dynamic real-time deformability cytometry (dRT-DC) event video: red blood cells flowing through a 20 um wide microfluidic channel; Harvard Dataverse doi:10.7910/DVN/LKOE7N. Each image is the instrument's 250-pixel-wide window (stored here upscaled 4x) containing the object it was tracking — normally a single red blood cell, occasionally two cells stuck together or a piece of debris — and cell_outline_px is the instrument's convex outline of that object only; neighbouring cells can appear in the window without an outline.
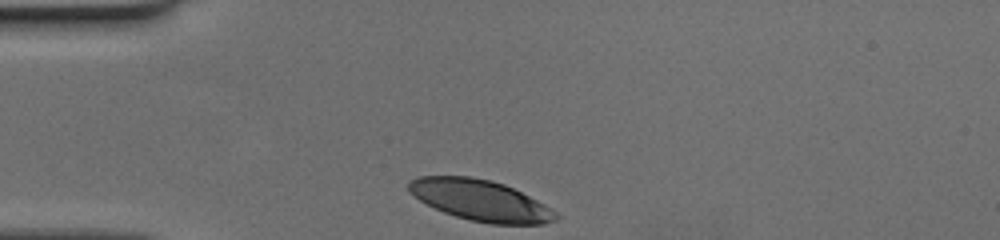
{"species": "human", "species_latin": "Homo sapiens", "temperature_condition": "cold", "stored_images_in_passage": 29, "camera_frame_rate_fps": 3000, "um_per_image_px": 0.085, "donor": {"sex": "female"}, "frame": {"image": 1, "passage_image": 1, "time_ms": 0.0, "image_size_px": [1000, 240], "cell_outline_px": [[560, 216], [556, 220], [544, 224], [492, 224], [468, 220], [444, 212], [420, 200], [408, 188], [408, 180], [416, 176], [472, 176], [492, 180], [504, 184], [544, 204], [556, 212]], "centroid_in_image_um": [40.84, 17.02], "position_along_channel_um": 44.2, "area_um2": 34.91}}
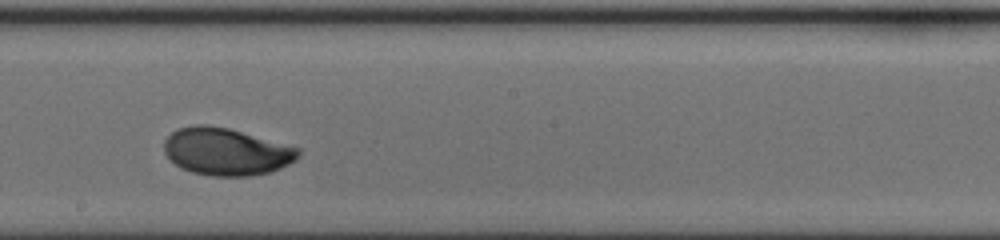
{"frame": {"image": 2, "passage_image": 17, "time_ms": 5.333, "image_size_px": [1000, 240], "cell_outline_px": [[300, 156], [296, 160], [272, 172], [248, 176], [212, 176], [192, 172], [180, 168], [164, 152], [164, 140], [172, 132], [180, 128], [196, 124], [204, 124], [228, 128], [300, 148]], "centroid_in_image_um": [19.24, 12.89], "position_along_channel_um": 229.0, "area_um2": 36.93}}
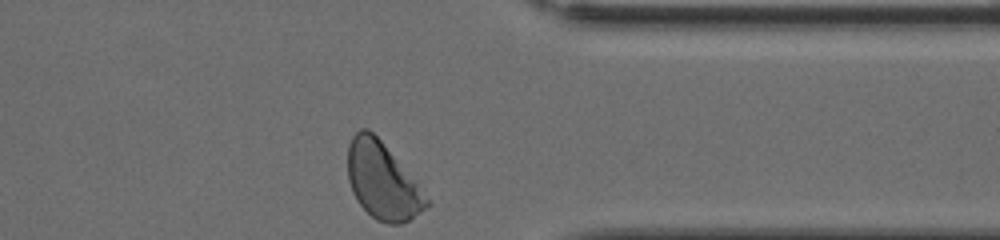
{"frame": {"image": 3, "passage_image": 29, "time_ms": 9.333, "image_size_px": [1000, 240], "cell_outline_px": [[432, 204], [408, 220], [400, 224], [388, 224], [376, 220], [356, 200], [352, 192], [348, 180], [348, 144], [352, 136], [360, 128], [368, 128], [380, 140], [432, 200]], "centroid_in_image_um": [32.51, 15.39], "position_along_channel_um": 378.9, "area_um2": 35.08}}